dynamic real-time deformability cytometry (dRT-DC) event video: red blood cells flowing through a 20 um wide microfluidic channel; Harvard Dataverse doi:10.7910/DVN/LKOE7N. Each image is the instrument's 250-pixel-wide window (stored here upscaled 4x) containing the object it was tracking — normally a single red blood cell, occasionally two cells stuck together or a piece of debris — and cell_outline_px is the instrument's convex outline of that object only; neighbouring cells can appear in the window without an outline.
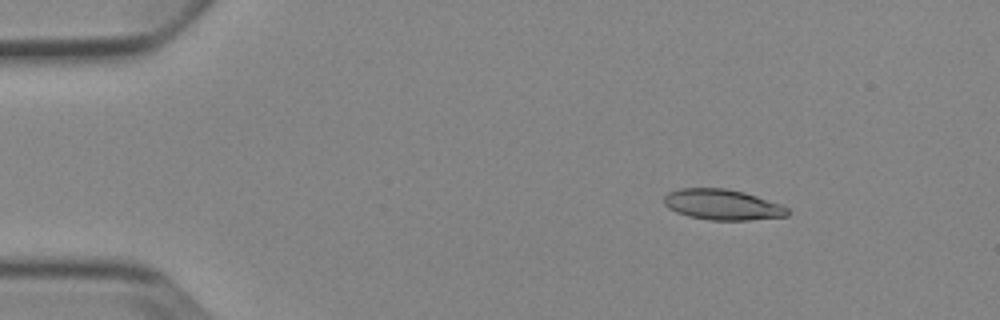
{"species": "Egyptian fruit bat (a non-hibernating species)", "species_latin": "Rousettus aegyptiacus", "temperature_condition": "cold", "stored_images_in_passage": 4, "camera_frame_rate_fps": 3000, "um_per_image_px": 0.085, "animal": {"sex": "female"}, "frame": {"image": 1, "passage_image": 2, "time_ms": 1.0, "image_size_px": [1000, 320], "cell_outline_px": [[788, 216], [748, 220], [712, 220], [688, 216], [676, 212], [668, 208], [664, 204], [664, 196], [668, 192], [680, 188], [724, 188], [744, 192], [780, 204], [788, 208]], "centroid_in_image_um": [61.38, 17.39], "position_along_channel_um": 23.6, "area_um2": 21.96}}
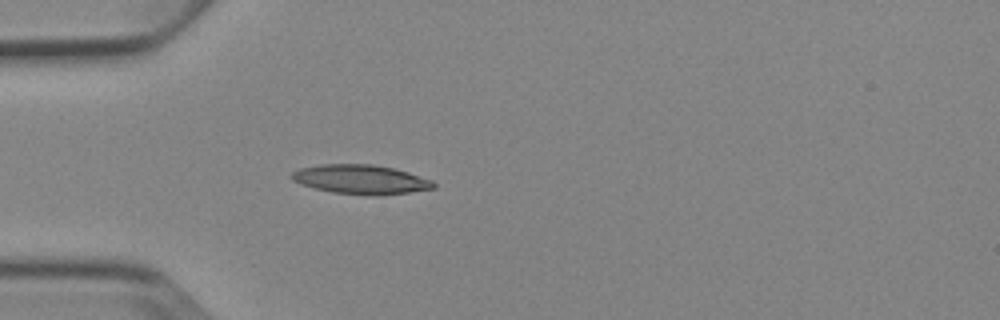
{"frame": {"image": 2, "passage_image": 4, "time_ms": 3.667, "image_size_px": [1000, 320], "cell_outline_px": [[436, 188], [408, 192], [332, 192], [300, 184], [292, 180], [288, 176], [292, 172], [300, 168], [320, 164], [372, 164], [392, 168], [408, 172], [432, 180], [436, 184]], "centroid_in_image_um": [30.6, 15.19], "position_along_channel_um": 54.4, "area_um2": 23.12}}